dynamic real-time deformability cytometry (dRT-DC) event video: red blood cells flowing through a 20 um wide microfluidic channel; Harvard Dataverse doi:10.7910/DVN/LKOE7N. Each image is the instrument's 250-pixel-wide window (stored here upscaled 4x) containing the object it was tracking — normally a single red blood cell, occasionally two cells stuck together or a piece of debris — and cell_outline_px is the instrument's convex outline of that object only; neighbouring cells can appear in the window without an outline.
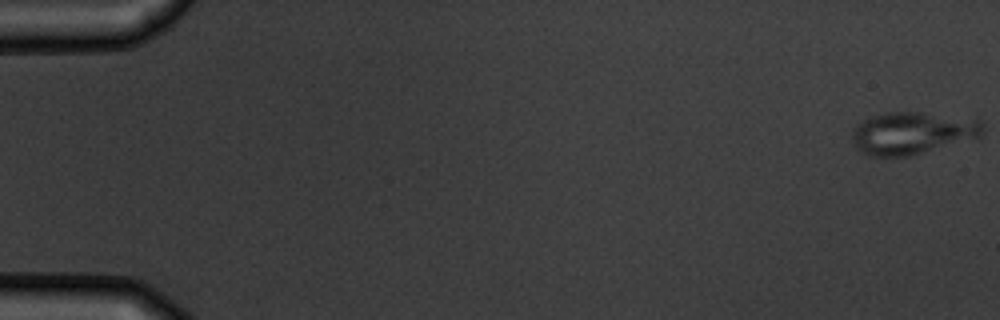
{"species": "common noctule bat (a hibernating species)", "species_latin": "Nyctalus noctula", "temperature_condition": "warm", "stored_images_in_passage": 6, "segment_of_instrument_passage": [1, 2], "camera_frame_rate_fps": 3000, "um_per_image_px": 0.085, "animal": {"sex": "male", "body_mass_g": 19.5, "forearm_length_mm": 54.6}, "frame": {"image": 1, "passage_image": 1, "time_ms": 0.0, "image_size_px": [1000, 320], "cell_outline_px": [[984, 132], [980, 140], [908, 156], [868, 156], [860, 152], [856, 148], [852, 136], [852, 128], [864, 120], [872, 116], [888, 112], [920, 112], [980, 120], [984, 124]], "centroid_in_image_um": [77.63, 11.33], "position_along_channel_um": 7.4, "area_um2": 32.89}}